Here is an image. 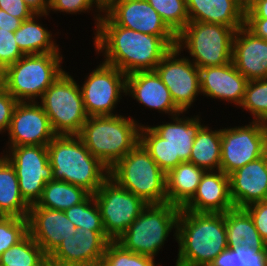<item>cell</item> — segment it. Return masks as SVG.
I'll return each mask as SVG.
<instances>
[{
    "label": "cell",
    "mask_w": 267,
    "mask_h": 266,
    "mask_svg": "<svg viewBox=\"0 0 267 266\" xmlns=\"http://www.w3.org/2000/svg\"><path fill=\"white\" fill-rule=\"evenodd\" d=\"M18 101L5 89H0V134L8 131Z\"/></svg>",
    "instance_id": "obj_42"
},
{
    "label": "cell",
    "mask_w": 267,
    "mask_h": 266,
    "mask_svg": "<svg viewBox=\"0 0 267 266\" xmlns=\"http://www.w3.org/2000/svg\"><path fill=\"white\" fill-rule=\"evenodd\" d=\"M101 212L107 237L116 241L148 205L108 177L93 195Z\"/></svg>",
    "instance_id": "obj_11"
},
{
    "label": "cell",
    "mask_w": 267,
    "mask_h": 266,
    "mask_svg": "<svg viewBox=\"0 0 267 266\" xmlns=\"http://www.w3.org/2000/svg\"><path fill=\"white\" fill-rule=\"evenodd\" d=\"M141 124L120 114L89 116L78 136L109 170L138 143Z\"/></svg>",
    "instance_id": "obj_4"
},
{
    "label": "cell",
    "mask_w": 267,
    "mask_h": 266,
    "mask_svg": "<svg viewBox=\"0 0 267 266\" xmlns=\"http://www.w3.org/2000/svg\"><path fill=\"white\" fill-rule=\"evenodd\" d=\"M47 149L54 180L71 183L94 195L109 177V168L89 152L78 135H56Z\"/></svg>",
    "instance_id": "obj_3"
},
{
    "label": "cell",
    "mask_w": 267,
    "mask_h": 266,
    "mask_svg": "<svg viewBox=\"0 0 267 266\" xmlns=\"http://www.w3.org/2000/svg\"><path fill=\"white\" fill-rule=\"evenodd\" d=\"M245 18L267 19V0H258L245 11Z\"/></svg>",
    "instance_id": "obj_46"
},
{
    "label": "cell",
    "mask_w": 267,
    "mask_h": 266,
    "mask_svg": "<svg viewBox=\"0 0 267 266\" xmlns=\"http://www.w3.org/2000/svg\"><path fill=\"white\" fill-rule=\"evenodd\" d=\"M22 20L16 18L3 9H0V28L15 32L22 24Z\"/></svg>",
    "instance_id": "obj_45"
},
{
    "label": "cell",
    "mask_w": 267,
    "mask_h": 266,
    "mask_svg": "<svg viewBox=\"0 0 267 266\" xmlns=\"http://www.w3.org/2000/svg\"><path fill=\"white\" fill-rule=\"evenodd\" d=\"M111 241L105 231L76 228L75 235L63 240L49 255L53 266L100 265L105 248Z\"/></svg>",
    "instance_id": "obj_18"
},
{
    "label": "cell",
    "mask_w": 267,
    "mask_h": 266,
    "mask_svg": "<svg viewBox=\"0 0 267 266\" xmlns=\"http://www.w3.org/2000/svg\"><path fill=\"white\" fill-rule=\"evenodd\" d=\"M199 71L201 95L240 106L248 80L232 61L221 66L199 68Z\"/></svg>",
    "instance_id": "obj_22"
},
{
    "label": "cell",
    "mask_w": 267,
    "mask_h": 266,
    "mask_svg": "<svg viewBox=\"0 0 267 266\" xmlns=\"http://www.w3.org/2000/svg\"><path fill=\"white\" fill-rule=\"evenodd\" d=\"M239 107L252 114V121L267 124V78L248 81Z\"/></svg>",
    "instance_id": "obj_34"
},
{
    "label": "cell",
    "mask_w": 267,
    "mask_h": 266,
    "mask_svg": "<svg viewBox=\"0 0 267 266\" xmlns=\"http://www.w3.org/2000/svg\"><path fill=\"white\" fill-rule=\"evenodd\" d=\"M7 67L0 62V89L6 86Z\"/></svg>",
    "instance_id": "obj_49"
},
{
    "label": "cell",
    "mask_w": 267,
    "mask_h": 266,
    "mask_svg": "<svg viewBox=\"0 0 267 266\" xmlns=\"http://www.w3.org/2000/svg\"><path fill=\"white\" fill-rule=\"evenodd\" d=\"M232 63L248 81L267 78V40L245 26L239 28L233 37Z\"/></svg>",
    "instance_id": "obj_21"
},
{
    "label": "cell",
    "mask_w": 267,
    "mask_h": 266,
    "mask_svg": "<svg viewBox=\"0 0 267 266\" xmlns=\"http://www.w3.org/2000/svg\"><path fill=\"white\" fill-rule=\"evenodd\" d=\"M266 130L267 124L260 121L221 129L220 170L229 175L261 157L262 140Z\"/></svg>",
    "instance_id": "obj_16"
},
{
    "label": "cell",
    "mask_w": 267,
    "mask_h": 266,
    "mask_svg": "<svg viewBox=\"0 0 267 266\" xmlns=\"http://www.w3.org/2000/svg\"><path fill=\"white\" fill-rule=\"evenodd\" d=\"M0 9L22 21L31 18L34 13L24 0H0Z\"/></svg>",
    "instance_id": "obj_43"
},
{
    "label": "cell",
    "mask_w": 267,
    "mask_h": 266,
    "mask_svg": "<svg viewBox=\"0 0 267 266\" xmlns=\"http://www.w3.org/2000/svg\"><path fill=\"white\" fill-rule=\"evenodd\" d=\"M175 266H209L227 246L225 213L183 210L177 221Z\"/></svg>",
    "instance_id": "obj_2"
},
{
    "label": "cell",
    "mask_w": 267,
    "mask_h": 266,
    "mask_svg": "<svg viewBox=\"0 0 267 266\" xmlns=\"http://www.w3.org/2000/svg\"><path fill=\"white\" fill-rule=\"evenodd\" d=\"M203 125L194 139L189 162L205 171L220 170L221 129Z\"/></svg>",
    "instance_id": "obj_30"
},
{
    "label": "cell",
    "mask_w": 267,
    "mask_h": 266,
    "mask_svg": "<svg viewBox=\"0 0 267 266\" xmlns=\"http://www.w3.org/2000/svg\"><path fill=\"white\" fill-rule=\"evenodd\" d=\"M155 259L131 252L125 249L117 241H109L104 255L102 257L101 266H157ZM156 264V265H155Z\"/></svg>",
    "instance_id": "obj_36"
},
{
    "label": "cell",
    "mask_w": 267,
    "mask_h": 266,
    "mask_svg": "<svg viewBox=\"0 0 267 266\" xmlns=\"http://www.w3.org/2000/svg\"><path fill=\"white\" fill-rule=\"evenodd\" d=\"M203 168L191 162H181L166 173L167 202L183 208L195 195L202 175Z\"/></svg>",
    "instance_id": "obj_26"
},
{
    "label": "cell",
    "mask_w": 267,
    "mask_h": 266,
    "mask_svg": "<svg viewBox=\"0 0 267 266\" xmlns=\"http://www.w3.org/2000/svg\"><path fill=\"white\" fill-rule=\"evenodd\" d=\"M36 266H53V262L49 256H46L39 264Z\"/></svg>",
    "instance_id": "obj_52"
},
{
    "label": "cell",
    "mask_w": 267,
    "mask_h": 266,
    "mask_svg": "<svg viewBox=\"0 0 267 266\" xmlns=\"http://www.w3.org/2000/svg\"><path fill=\"white\" fill-rule=\"evenodd\" d=\"M104 13L118 26L159 36L176 47L177 35L147 0H105Z\"/></svg>",
    "instance_id": "obj_15"
},
{
    "label": "cell",
    "mask_w": 267,
    "mask_h": 266,
    "mask_svg": "<svg viewBox=\"0 0 267 266\" xmlns=\"http://www.w3.org/2000/svg\"><path fill=\"white\" fill-rule=\"evenodd\" d=\"M209 266H235L234 250L229 247L223 250Z\"/></svg>",
    "instance_id": "obj_47"
},
{
    "label": "cell",
    "mask_w": 267,
    "mask_h": 266,
    "mask_svg": "<svg viewBox=\"0 0 267 266\" xmlns=\"http://www.w3.org/2000/svg\"><path fill=\"white\" fill-rule=\"evenodd\" d=\"M95 30V51L103 52V62L126 75L155 70L172 49L163 38L118 26L104 13Z\"/></svg>",
    "instance_id": "obj_1"
},
{
    "label": "cell",
    "mask_w": 267,
    "mask_h": 266,
    "mask_svg": "<svg viewBox=\"0 0 267 266\" xmlns=\"http://www.w3.org/2000/svg\"><path fill=\"white\" fill-rule=\"evenodd\" d=\"M261 157L267 166V130L265 131L264 138L262 140Z\"/></svg>",
    "instance_id": "obj_50"
},
{
    "label": "cell",
    "mask_w": 267,
    "mask_h": 266,
    "mask_svg": "<svg viewBox=\"0 0 267 266\" xmlns=\"http://www.w3.org/2000/svg\"><path fill=\"white\" fill-rule=\"evenodd\" d=\"M24 55L15 41L14 32L0 28V62L7 67Z\"/></svg>",
    "instance_id": "obj_39"
},
{
    "label": "cell",
    "mask_w": 267,
    "mask_h": 266,
    "mask_svg": "<svg viewBox=\"0 0 267 266\" xmlns=\"http://www.w3.org/2000/svg\"><path fill=\"white\" fill-rule=\"evenodd\" d=\"M30 206L22 198L16 171L10 161L0 157V216L28 217Z\"/></svg>",
    "instance_id": "obj_27"
},
{
    "label": "cell",
    "mask_w": 267,
    "mask_h": 266,
    "mask_svg": "<svg viewBox=\"0 0 267 266\" xmlns=\"http://www.w3.org/2000/svg\"><path fill=\"white\" fill-rule=\"evenodd\" d=\"M145 107L176 116L183 112L175 105L169 89L155 70L137 71L126 77V93Z\"/></svg>",
    "instance_id": "obj_20"
},
{
    "label": "cell",
    "mask_w": 267,
    "mask_h": 266,
    "mask_svg": "<svg viewBox=\"0 0 267 266\" xmlns=\"http://www.w3.org/2000/svg\"><path fill=\"white\" fill-rule=\"evenodd\" d=\"M109 177L147 204L167 202L166 174L140 143L109 170Z\"/></svg>",
    "instance_id": "obj_6"
},
{
    "label": "cell",
    "mask_w": 267,
    "mask_h": 266,
    "mask_svg": "<svg viewBox=\"0 0 267 266\" xmlns=\"http://www.w3.org/2000/svg\"><path fill=\"white\" fill-rule=\"evenodd\" d=\"M34 14H49V0H24Z\"/></svg>",
    "instance_id": "obj_48"
},
{
    "label": "cell",
    "mask_w": 267,
    "mask_h": 266,
    "mask_svg": "<svg viewBox=\"0 0 267 266\" xmlns=\"http://www.w3.org/2000/svg\"><path fill=\"white\" fill-rule=\"evenodd\" d=\"M94 4V5H93ZM93 7L97 10V15L94 18L95 19V28L97 29V26L99 24V20L101 19L102 12L104 13V7H105V0H49V13L50 10L56 12H66L69 14H76L80 12H88ZM101 12V13H100ZM101 14V15H100Z\"/></svg>",
    "instance_id": "obj_38"
},
{
    "label": "cell",
    "mask_w": 267,
    "mask_h": 266,
    "mask_svg": "<svg viewBox=\"0 0 267 266\" xmlns=\"http://www.w3.org/2000/svg\"><path fill=\"white\" fill-rule=\"evenodd\" d=\"M47 255L28 233L0 255V266H36Z\"/></svg>",
    "instance_id": "obj_32"
},
{
    "label": "cell",
    "mask_w": 267,
    "mask_h": 266,
    "mask_svg": "<svg viewBox=\"0 0 267 266\" xmlns=\"http://www.w3.org/2000/svg\"><path fill=\"white\" fill-rule=\"evenodd\" d=\"M28 218L0 216V255L28 234Z\"/></svg>",
    "instance_id": "obj_37"
},
{
    "label": "cell",
    "mask_w": 267,
    "mask_h": 266,
    "mask_svg": "<svg viewBox=\"0 0 267 266\" xmlns=\"http://www.w3.org/2000/svg\"><path fill=\"white\" fill-rule=\"evenodd\" d=\"M228 247L250 245L256 250H267V244L257 231L249 213L244 208H233L225 212Z\"/></svg>",
    "instance_id": "obj_28"
},
{
    "label": "cell",
    "mask_w": 267,
    "mask_h": 266,
    "mask_svg": "<svg viewBox=\"0 0 267 266\" xmlns=\"http://www.w3.org/2000/svg\"><path fill=\"white\" fill-rule=\"evenodd\" d=\"M256 37L267 40V19L265 18H245L244 25Z\"/></svg>",
    "instance_id": "obj_44"
},
{
    "label": "cell",
    "mask_w": 267,
    "mask_h": 266,
    "mask_svg": "<svg viewBox=\"0 0 267 266\" xmlns=\"http://www.w3.org/2000/svg\"><path fill=\"white\" fill-rule=\"evenodd\" d=\"M60 52L24 55L7 66L5 89L18 102H37L64 71Z\"/></svg>",
    "instance_id": "obj_8"
},
{
    "label": "cell",
    "mask_w": 267,
    "mask_h": 266,
    "mask_svg": "<svg viewBox=\"0 0 267 266\" xmlns=\"http://www.w3.org/2000/svg\"><path fill=\"white\" fill-rule=\"evenodd\" d=\"M230 195L234 208L265 201L267 197V166L257 158L229 174Z\"/></svg>",
    "instance_id": "obj_24"
},
{
    "label": "cell",
    "mask_w": 267,
    "mask_h": 266,
    "mask_svg": "<svg viewBox=\"0 0 267 266\" xmlns=\"http://www.w3.org/2000/svg\"><path fill=\"white\" fill-rule=\"evenodd\" d=\"M7 132L8 147L47 146L57 135L50 119L38 102H18Z\"/></svg>",
    "instance_id": "obj_17"
},
{
    "label": "cell",
    "mask_w": 267,
    "mask_h": 266,
    "mask_svg": "<svg viewBox=\"0 0 267 266\" xmlns=\"http://www.w3.org/2000/svg\"><path fill=\"white\" fill-rule=\"evenodd\" d=\"M180 208L170 203L148 204L116 240L125 249L155 259L172 229L176 237Z\"/></svg>",
    "instance_id": "obj_7"
},
{
    "label": "cell",
    "mask_w": 267,
    "mask_h": 266,
    "mask_svg": "<svg viewBox=\"0 0 267 266\" xmlns=\"http://www.w3.org/2000/svg\"><path fill=\"white\" fill-rule=\"evenodd\" d=\"M64 212L76 228L105 231L101 212L93 195H89L83 202L64 210Z\"/></svg>",
    "instance_id": "obj_33"
},
{
    "label": "cell",
    "mask_w": 267,
    "mask_h": 266,
    "mask_svg": "<svg viewBox=\"0 0 267 266\" xmlns=\"http://www.w3.org/2000/svg\"><path fill=\"white\" fill-rule=\"evenodd\" d=\"M238 4L246 11L258 0H237Z\"/></svg>",
    "instance_id": "obj_51"
},
{
    "label": "cell",
    "mask_w": 267,
    "mask_h": 266,
    "mask_svg": "<svg viewBox=\"0 0 267 266\" xmlns=\"http://www.w3.org/2000/svg\"><path fill=\"white\" fill-rule=\"evenodd\" d=\"M90 194L83 188L62 180L47 182L37 205L64 211L83 202Z\"/></svg>",
    "instance_id": "obj_31"
},
{
    "label": "cell",
    "mask_w": 267,
    "mask_h": 266,
    "mask_svg": "<svg viewBox=\"0 0 267 266\" xmlns=\"http://www.w3.org/2000/svg\"><path fill=\"white\" fill-rule=\"evenodd\" d=\"M181 51L172 48L156 66L155 71L169 89L175 105L184 113L195 102L200 91L199 68Z\"/></svg>",
    "instance_id": "obj_14"
},
{
    "label": "cell",
    "mask_w": 267,
    "mask_h": 266,
    "mask_svg": "<svg viewBox=\"0 0 267 266\" xmlns=\"http://www.w3.org/2000/svg\"><path fill=\"white\" fill-rule=\"evenodd\" d=\"M4 155L13 165L22 198L31 206L41 199L47 182L54 180L47 146L8 147Z\"/></svg>",
    "instance_id": "obj_12"
},
{
    "label": "cell",
    "mask_w": 267,
    "mask_h": 266,
    "mask_svg": "<svg viewBox=\"0 0 267 266\" xmlns=\"http://www.w3.org/2000/svg\"><path fill=\"white\" fill-rule=\"evenodd\" d=\"M234 34L222 24L189 21L177 34L176 47L186 49L198 68L221 66L232 61Z\"/></svg>",
    "instance_id": "obj_9"
},
{
    "label": "cell",
    "mask_w": 267,
    "mask_h": 266,
    "mask_svg": "<svg viewBox=\"0 0 267 266\" xmlns=\"http://www.w3.org/2000/svg\"><path fill=\"white\" fill-rule=\"evenodd\" d=\"M47 15L49 14H34L31 18L24 20L14 32L15 41L25 55L60 52L59 46L52 38V33L37 21L39 17H47Z\"/></svg>",
    "instance_id": "obj_29"
},
{
    "label": "cell",
    "mask_w": 267,
    "mask_h": 266,
    "mask_svg": "<svg viewBox=\"0 0 267 266\" xmlns=\"http://www.w3.org/2000/svg\"><path fill=\"white\" fill-rule=\"evenodd\" d=\"M177 35L189 22L186 0H147Z\"/></svg>",
    "instance_id": "obj_35"
},
{
    "label": "cell",
    "mask_w": 267,
    "mask_h": 266,
    "mask_svg": "<svg viewBox=\"0 0 267 266\" xmlns=\"http://www.w3.org/2000/svg\"><path fill=\"white\" fill-rule=\"evenodd\" d=\"M251 216L263 241L267 244V202L261 201L244 208Z\"/></svg>",
    "instance_id": "obj_41"
},
{
    "label": "cell",
    "mask_w": 267,
    "mask_h": 266,
    "mask_svg": "<svg viewBox=\"0 0 267 266\" xmlns=\"http://www.w3.org/2000/svg\"><path fill=\"white\" fill-rule=\"evenodd\" d=\"M189 21L222 24L235 31L245 25V10L237 0H186Z\"/></svg>",
    "instance_id": "obj_25"
},
{
    "label": "cell",
    "mask_w": 267,
    "mask_h": 266,
    "mask_svg": "<svg viewBox=\"0 0 267 266\" xmlns=\"http://www.w3.org/2000/svg\"><path fill=\"white\" fill-rule=\"evenodd\" d=\"M126 77L115 66L104 62L92 70L80 86L87 115H115L112 112L122 99L121 94L126 93Z\"/></svg>",
    "instance_id": "obj_13"
},
{
    "label": "cell",
    "mask_w": 267,
    "mask_h": 266,
    "mask_svg": "<svg viewBox=\"0 0 267 266\" xmlns=\"http://www.w3.org/2000/svg\"><path fill=\"white\" fill-rule=\"evenodd\" d=\"M180 115L169 117L170 123L140 127L139 143L165 174L181 162H189L194 139L203 126L198 115Z\"/></svg>",
    "instance_id": "obj_5"
},
{
    "label": "cell",
    "mask_w": 267,
    "mask_h": 266,
    "mask_svg": "<svg viewBox=\"0 0 267 266\" xmlns=\"http://www.w3.org/2000/svg\"><path fill=\"white\" fill-rule=\"evenodd\" d=\"M233 208L229 175L216 170L205 171L195 195L182 209L196 213H225Z\"/></svg>",
    "instance_id": "obj_23"
},
{
    "label": "cell",
    "mask_w": 267,
    "mask_h": 266,
    "mask_svg": "<svg viewBox=\"0 0 267 266\" xmlns=\"http://www.w3.org/2000/svg\"><path fill=\"white\" fill-rule=\"evenodd\" d=\"M234 250L235 266H267V250H256L247 246L229 247Z\"/></svg>",
    "instance_id": "obj_40"
},
{
    "label": "cell",
    "mask_w": 267,
    "mask_h": 266,
    "mask_svg": "<svg viewBox=\"0 0 267 266\" xmlns=\"http://www.w3.org/2000/svg\"><path fill=\"white\" fill-rule=\"evenodd\" d=\"M63 71L40 98V105L57 135H78L89 117L80 85Z\"/></svg>",
    "instance_id": "obj_10"
},
{
    "label": "cell",
    "mask_w": 267,
    "mask_h": 266,
    "mask_svg": "<svg viewBox=\"0 0 267 266\" xmlns=\"http://www.w3.org/2000/svg\"><path fill=\"white\" fill-rule=\"evenodd\" d=\"M28 232L49 256L63 241L75 235L76 226L64 211L31 205L28 214Z\"/></svg>",
    "instance_id": "obj_19"
}]
</instances>
